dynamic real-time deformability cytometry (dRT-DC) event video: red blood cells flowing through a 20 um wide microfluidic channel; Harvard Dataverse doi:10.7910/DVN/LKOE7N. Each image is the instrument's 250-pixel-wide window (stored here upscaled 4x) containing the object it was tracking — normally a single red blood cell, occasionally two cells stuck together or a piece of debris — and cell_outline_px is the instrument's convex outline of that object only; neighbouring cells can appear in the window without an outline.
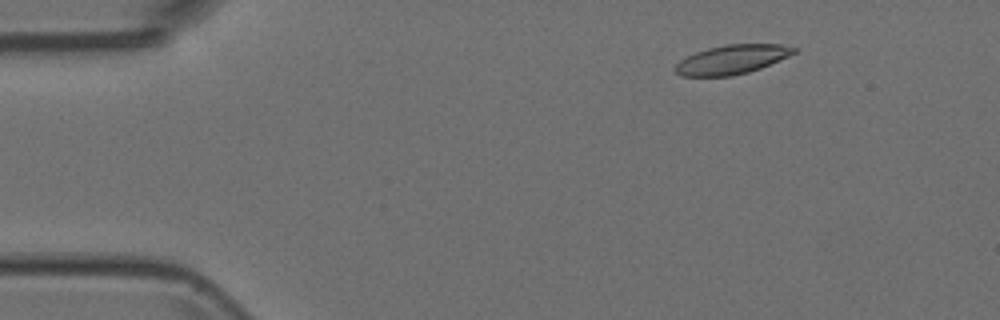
{"species": "Egyptian fruit bat (a non-hibernating species)", "species_latin": "Rousettus aegyptiacus", "temperature_condition": "room temperature", "stored_images_in_passage": 4, "camera_frame_rate_fps": 3000, "um_per_image_px": 0.085, "animal": {"sex": "female"}, "frame": {"image": 1, "passage_image": 1, "time_ms": 0.0, "image_size_px": [1000, 320], "cell_outline_px": [[796, 52], [788, 56], [760, 68], [748, 72], [732, 76], [680, 76], [672, 68], [680, 60], [696, 52], [708, 48], [724, 44], [780, 44], [796, 48]], "centroid_in_image_um": [62.17, 5.06], "position_along_channel_um": 22.8, "area_um2": 20.06}}
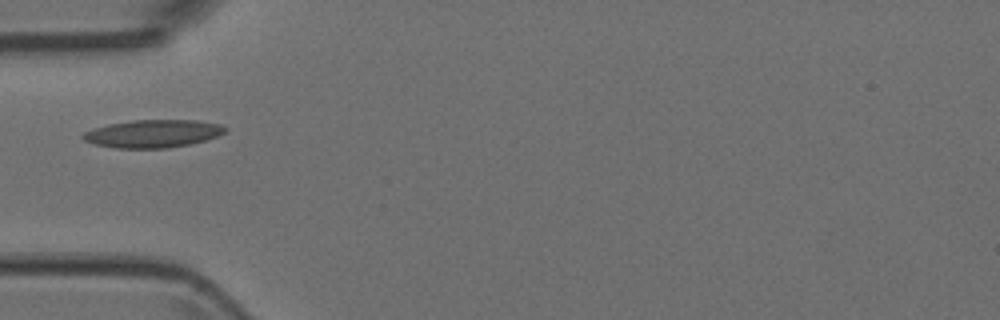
{"frame": {"image": 2, "passage_image": 4, "time_ms": 1.0, "image_size_px": [1000, 320], "cell_outline_px": [[228, 128], [224, 132], [216, 136], [204, 140], [188, 144], [168, 148], [116, 148], [96, 144], [84, 140], [80, 136], [84, 132], [108, 124], [132, 120], [196, 120], [220, 124]], "centroid_in_image_um": [12.99, 11.35], "position_along_channel_um": 72.0, "area_um2": 22.83}}